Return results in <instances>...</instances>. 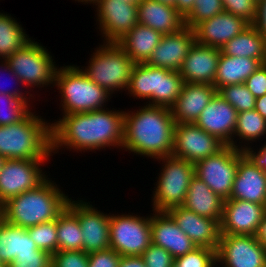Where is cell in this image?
<instances>
[{
    "instance_id": "obj_1",
    "label": "cell",
    "mask_w": 266,
    "mask_h": 267,
    "mask_svg": "<svg viewBox=\"0 0 266 267\" xmlns=\"http://www.w3.org/2000/svg\"><path fill=\"white\" fill-rule=\"evenodd\" d=\"M104 108L91 112L61 115L51 122L52 154L62 149L88 153L122 149L124 138V111ZM54 122V123H53ZM62 148V149H61ZM67 148V149H65Z\"/></svg>"
},
{
    "instance_id": "obj_2",
    "label": "cell",
    "mask_w": 266,
    "mask_h": 267,
    "mask_svg": "<svg viewBox=\"0 0 266 267\" xmlns=\"http://www.w3.org/2000/svg\"><path fill=\"white\" fill-rule=\"evenodd\" d=\"M124 110L121 151L154 160L172 154L175 121L170 108L144 104Z\"/></svg>"
},
{
    "instance_id": "obj_3",
    "label": "cell",
    "mask_w": 266,
    "mask_h": 267,
    "mask_svg": "<svg viewBox=\"0 0 266 267\" xmlns=\"http://www.w3.org/2000/svg\"><path fill=\"white\" fill-rule=\"evenodd\" d=\"M60 188L63 187L47 177L34 189L5 202L1 206L2 218L9 224L25 229L56 220L71 199Z\"/></svg>"
},
{
    "instance_id": "obj_4",
    "label": "cell",
    "mask_w": 266,
    "mask_h": 267,
    "mask_svg": "<svg viewBox=\"0 0 266 267\" xmlns=\"http://www.w3.org/2000/svg\"><path fill=\"white\" fill-rule=\"evenodd\" d=\"M32 109L21 121L0 126V156L5 159H51V120Z\"/></svg>"
},
{
    "instance_id": "obj_5",
    "label": "cell",
    "mask_w": 266,
    "mask_h": 267,
    "mask_svg": "<svg viewBox=\"0 0 266 267\" xmlns=\"http://www.w3.org/2000/svg\"><path fill=\"white\" fill-rule=\"evenodd\" d=\"M54 87L59 95L60 115L91 112L107 108L112 95L89 79L75 64L60 66L55 74Z\"/></svg>"
},
{
    "instance_id": "obj_6",
    "label": "cell",
    "mask_w": 266,
    "mask_h": 267,
    "mask_svg": "<svg viewBox=\"0 0 266 267\" xmlns=\"http://www.w3.org/2000/svg\"><path fill=\"white\" fill-rule=\"evenodd\" d=\"M93 48L87 66H79L85 75L111 95L126 91L135 62L116 42H101Z\"/></svg>"
},
{
    "instance_id": "obj_7",
    "label": "cell",
    "mask_w": 266,
    "mask_h": 267,
    "mask_svg": "<svg viewBox=\"0 0 266 267\" xmlns=\"http://www.w3.org/2000/svg\"><path fill=\"white\" fill-rule=\"evenodd\" d=\"M156 161H159L162 167L157 173L150 206L153 211L167 212L184 203L189 184L195 175L194 164L172 155L158 158Z\"/></svg>"
},
{
    "instance_id": "obj_8",
    "label": "cell",
    "mask_w": 266,
    "mask_h": 267,
    "mask_svg": "<svg viewBox=\"0 0 266 267\" xmlns=\"http://www.w3.org/2000/svg\"><path fill=\"white\" fill-rule=\"evenodd\" d=\"M52 55L51 51L41 42L39 43L32 38L22 48L9 56L5 62L22 81L24 87L28 88L30 94H33V90L37 88L39 90L50 86L54 88L55 74L59 66Z\"/></svg>"
},
{
    "instance_id": "obj_9",
    "label": "cell",
    "mask_w": 266,
    "mask_h": 267,
    "mask_svg": "<svg viewBox=\"0 0 266 267\" xmlns=\"http://www.w3.org/2000/svg\"><path fill=\"white\" fill-rule=\"evenodd\" d=\"M110 213V249L120 256H141L151 244V214Z\"/></svg>"
},
{
    "instance_id": "obj_10",
    "label": "cell",
    "mask_w": 266,
    "mask_h": 267,
    "mask_svg": "<svg viewBox=\"0 0 266 267\" xmlns=\"http://www.w3.org/2000/svg\"><path fill=\"white\" fill-rule=\"evenodd\" d=\"M49 161V159H5L0 171V205L40 185L48 177L42 167Z\"/></svg>"
},
{
    "instance_id": "obj_11",
    "label": "cell",
    "mask_w": 266,
    "mask_h": 267,
    "mask_svg": "<svg viewBox=\"0 0 266 267\" xmlns=\"http://www.w3.org/2000/svg\"><path fill=\"white\" fill-rule=\"evenodd\" d=\"M242 150L225 146L217 154L194 164L195 175L224 200L230 198L238 169V154Z\"/></svg>"
},
{
    "instance_id": "obj_12",
    "label": "cell",
    "mask_w": 266,
    "mask_h": 267,
    "mask_svg": "<svg viewBox=\"0 0 266 267\" xmlns=\"http://www.w3.org/2000/svg\"><path fill=\"white\" fill-rule=\"evenodd\" d=\"M69 200L67 207L78 217L85 253L110 249V212L105 213L92 206L91 201L77 198ZM91 203V204H90Z\"/></svg>"
},
{
    "instance_id": "obj_13",
    "label": "cell",
    "mask_w": 266,
    "mask_h": 267,
    "mask_svg": "<svg viewBox=\"0 0 266 267\" xmlns=\"http://www.w3.org/2000/svg\"><path fill=\"white\" fill-rule=\"evenodd\" d=\"M218 267H266V250L256 235L221 234L216 250Z\"/></svg>"
},
{
    "instance_id": "obj_14",
    "label": "cell",
    "mask_w": 266,
    "mask_h": 267,
    "mask_svg": "<svg viewBox=\"0 0 266 267\" xmlns=\"http://www.w3.org/2000/svg\"><path fill=\"white\" fill-rule=\"evenodd\" d=\"M92 6L96 9L95 19L102 42H117L138 23L137 4L97 0Z\"/></svg>"
},
{
    "instance_id": "obj_15",
    "label": "cell",
    "mask_w": 266,
    "mask_h": 267,
    "mask_svg": "<svg viewBox=\"0 0 266 267\" xmlns=\"http://www.w3.org/2000/svg\"><path fill=\"white\" fill-rule=\"evenodd\" d=\"M226 145L210 135L195 123H181L174 126L172 156L192 164L217 154Z\"/></svg>"
},
{
    "instance_id": "obj_16",
    "label": "cell",
    "mask_w": 266,
    "mask_h": 267,
    "mask_svg": "<svg viewBox=\"0 0 266 267\" xmlns=\"http://www.w3.org/2000/svg\"><path fill=\"white\" fill-rule=\"evenodd\" d=\"M229 199L266 205V171L246 151L238 154V169Z\"/></svg>"
},
{
    "instance_id": "obj_17",
    "label": "cell",
    "mask_w": 266,
    "mask_h": 267,
    "mask_svg": "<svg viewBox=\"0 0 266 267\" xmlns=\"http://www.w3.org/2000/svg\"><path fill=\"white\" fill-rule=\"evenodd\" d=\"M266 213V207L244 200L228 199L224 202L221 234L256 235Z\"/></svg>"
},
{
    "instance_id": "obj_18",
    "label": "cell",
    "mask_w": 266,
    "mask_h": 267,
    "mask_svg": "<svg viewBox=\"0 0 266 267\" xmlns=\"http://www.w3.org/2000/svg\"><path fill=\"white\" fill-rule=\"evenodd\" d=\"M195 42L193 29L184 26L175 33L163 35L146 63L153 67L179 72Z\"/></svg>"
},
{
    "instance_id": "obj_19",
    "label": "cell",
    "mask_w": 266,
    "mask_h": 267,
    "mask_svg": "<svg viewBox=\"0 0 266 267\" xmlns=\"http://www.w3.org/2000/svg\"><path fill=\"white\" fill-rule=\"evenodd\" d=\"M237 113L234 107L216 93L195 124L210 135L217 137L226 146L233 147Z\"/></svg>"
},
{
    "instance_id": "obj_20",
    "label": "cell",
    "mask_w": 266,
    "mask_h": 267,
    "mask_svg": "<svg viewBox=\"0 0 266 267\" xmlns=\"http://www.w3.org/2000/svg\"><path fill=\"white\" fill-rule=\"evenodd\" d=\"M167 213L197 247H207L217 250L221 237V225L219 221L200 216L183 206L173 207Z\"/></svg>"
},
{
    "instance_id": "obj_21",
    "label": "cell",
    "mask_w": 266,
    "mask_h": 267,
    "mask_svg": "<svg viewBox=\"0 0 266 267\" xmlns=\"http://www.w3.org/2000/svg\"><path fill=\"white\" fill-rule=\"evenodd\" d=\"M249 25L243 18L223 11L198 23L193 31L198 44L221 49Z\"/></svg>"
},
{
    "instance_id": "obj_22",
    "label": "cell",
    "mask_w": 266,
    "mask_h": 267,
    "mask_svg": "<svg viewBox=\"0 0 266 267\" xmlns=\"http://www.w3.org/2000/svg\"><path fill=\"white\" fill-rule=\"evenodd\" d=\"M151 243L167 250L174 259L194 250L196 244L167 212L151 213Z\"/></svg>"
},
{
    "instance_id": "obj_23",
    "label": "cell",
    "mask_w": 266,
    "mask_h": 267,
    "mask_svg": "<svg viewBox=\"0 0 266 267\" xmlns=\"http://www.w3.org/2000/svg\"><path fill=\"white\" fill-rule=\"evenodd\" d=\"M220 54V48L195 42L179 70L184 83L213 85Z\"/></svg>"
},
{
    "instance_id": "obj_24",
    "label": "cell",
    "mask_w": 266,
    "mask_h": 267,
    "mask_svg": "<svg viewBox=\"0 0 266 267\" xmlns=\"http://www.w3.org/2000/svg\"><path fill=\"white\" fill-rule=\"evenodd\" d=\"M216 93L217 89L210 84L184 83L170 107L175 124L195 123Z\"/></svg>"
},
{
    "instance_id": "obj_25",
    "label": "cell",
    "mask_w": 266,
    "mask_h": 267,
    "mask_svg": "<svg viewBox=\"0 0 266 267\" xmlns=\"http://www.w3.org/2000/svg\"><path fill=\"white\" fill-rule=\"evenodd\" d=\"M138 23L163 35L172 34L184 27V18L175 7L155 0H140L137 4Z\"/></svg>"
},
{
    "instance_id": "obj_26",
    "label": "cell",
    "mask_w": 266,
    "mask_h": 267,
    "mask_svg": "<svg viewBox=\"0 0 266 267\" xmlns=\"http://www.w3.org/2000/svg\"><path fill=\"white\" fill-rule=\"evenodd\" d=\"M224 202L225 200L215 194L203 180L194 175L182 206L200 216L208 217L221 223Z\"/></svg>"
},
{
    "instance_id": "obj_27",
    "label": "cell",
    "mask_w": 266,
    "mask_h": 267,
    "mask_svg": "<svg viewBox=\"0 0 266 267\" xmlns=\"http://www.w3.org/2000/svg\"><path fill=\"white\" fill-rule=\"evenodd\" d=\"M162 36L161 32L137 23L116 43L135 63H146Z\"/></svg>"
},
{
    "instance_id": "obj_28",
    "label": "cell",
    "mask_w": 266,
    "mask_h": 267,
    "mask_svg": "<svg viewBox=\"0 0 266 267\" xmlns=\"http://www.w3.org/2000/svg\"><path fill=\"white\" fill-rule=\"evenodd\" d=\"M262 64L255 58L227 56L221 52L213 86L218 91L226 85L245 83L246 79Z\"/></svg>"
},
{
    "instance_id": "obj_29",
    "label": "cell",
    "mask_w": 266,
    "mask_h": 267,
    "mask_svg": "<svg viewBox=\"0 0 266 267\" xmlns=\"http://www.w3.org/2000/svg\"><path fill=\"white\" fill-rule=\"evenodd\" d=\"M39 249L25 228L0 219V261L7 267L17 254H33Z\"/></svg>"
},
{
    "instance_id": "obj_30",
    "label": "cell",
    "mask_w": 266,
    "mask_h": 267,
    "mask_svg": "<svg viewBox=\"0 0 266 267\" xmlns=\"http://www.w3.org/2000/svg\"><path fill=\"white\" fill-rule=\"evenodd\" d=\"M160 68L147 63H135L126 93L133 99L147 101L144 104L158 106Z\"/></svg>"
},
{
    "instance_id": "obj_31",
    "label": "cell",
    "mask_w": 266,
    "mask_h": 267,
    "mask_svg": "<svg viewBox=\"0 0 266 267\" xmlns=\"http://www.w3.org/2000/svg\"><path fill=\"white\" fill-rule=\"evenodd\" d=\"M220 50L227 56L255 58L263 64L266 63V39L252 24Z\"/></svg>"
},
{
    "instance_id": "obj_32",
    "label": "cell",
    "mask_w": 266,
    "mask_h": 267,
    "mask_svg": "<svg viewBox=\"0 0 266 267\" xmlns=\"http://www.w3.org/2000/svg\"><path fill=\"white\" fill-rule=\"evenodd\" d=\"M265 137L266 120L255 109L237 113L233 136L234 148L247 151L253 146L254 142L257 143Z\"/></svg>"
},
{
    "instance_id": "obj_33",
    "label": "cell",
    "mask_w": 266,
    "mask_h": 267,
    "mask_svg": "<svg viewBox=\"0 0 266 267\" xmlns=\"http://www.w3.org/2000/svg\"><path fill=\"white\" fill-rule=\"evenodd\" d=\"M20 23L11 14L0 12V60H6L33 38Z\"/></svg>"
},
{
    "instance_id": "obj_34",
    "label": "cell",
    "mask_w": 266,
    "mask_h": 267,
    "mask_svg": "<svg viewBox=\"0 0 266 267\" xmlns=\"http://www.w3.org/2000/svg\"><path fill=\"white\" fill-rule=\"evenodd\" d=\"M57 241V251L83 248L79 219L68 207L57 217Z\"/></svg>"
},
{
    "instance_id": "obj_35",
    "label": "cell",
    "mask_w": 266,
    "mask_h": 267,
    "mask_svg": "<svg viewBox=\"0 0 266 267\" xmlns=\"http://www.w3.org/2000/svg\"><path fill=\"white\" fill-rule=\"evenodd\" d=\"M184 80L177 71L160 68L158 106L170 108L181 93Z\"/></svg>"
},
{
    "instance_id": "obj_36",
    "label": "cell",
    "mask_w": 266,
    "mask_h": 267,
    "mask_svg": "<svg viewBox=\"0 0 266 267\" xmlns=\"http://www.w3.org/2000/svg\"><path fill=\"white\" fill-rule=\"evenodd\" d=\"M32 106L23 99L0 93V126L21 121Z\"/></svg>"
},
{
    "instance_id": "obj_37",
    "label": "cell",
    "mask_w": 266,
    "mask_h": 267,
    "mask_svg": "<svg viewBox=\"0 0 266 267\" xmlns=\"http://www.w3.org/2000/svg\"><path fill=\"white\" fill-rule=\"evenodd\" d=\"M217 93L234 107L238 113L255 109L256 98L244 83L223 86Z\"/></svg>"
},
{
    "instance_id": "obj_38",
    "label": "cell",
    "mask_w": 266,
    "mask_h": 267,
    "mask_svg": "<svg viewBox=\"0 0 266 267\" xmlns=\"http://www.w3.org/2000/svg\"><path fill=\"white\" fill-rule=\"evenodd\" d=\"M38 249L51 255L57 252V219L26 228Z\"/></svg>"
},
{
    "instance_id": "obj_39",
    "label": "cell",
    "mask_w": 266,
    "mask_h": 267,
    "mask_svg": "<svg viewBox=\"0 0 266 267\" xmlns=\"http://www.w3.org/2000/svg\"><path fill=\"white\" fill-rule=\"evenodd\" d=\"M223 11L222 0H195L191 12L184 18V25L193 29L198 23Z\"/></svg>"
},
{
    "instance_id": "obj_40",
    "label": "cell",
    "mask_w": 266,
    "mask_h": 267,
    "mask_svg": "<svg viewBox=\"0 0 266 267\" xmlns=\"http://www.w3.org/2000/svg\"><path fill=\"white\" fill-rule=\"evenodd\" d=\"M216 250L207 247H196L184 256L174 259L173 267H215Z\"/></svg>"
},
{
    "instance_id": "obj_41",
    "label": "cell",
    "mask_w": 266,
    "mask_h": 267,
    "mask_svg": "<svg viewBox=\"0 0 266 267\" xmlns=\"http://www.w3.org/2000/svg\"><path fill=\"white\" fill-rule=\"evenodd\" d=\"M224 11L239 16L253 24L256 20L257 3L254 0H222Z\"/></svg>"
},
{
    "instance_id": "obj_42",
    "label": "cell",
    "mask_w": 266,
    "mask_h": 267,
    "mask_svg": "<svg viewBox=\"0 0 266 267\" xmlns=\"http://www.w3.org/2000/svg\"><path fill=\"white\" fill-rule=\"evenodd\" d=\"M51 267H88V253L83 250L57 251L52 254Z\"/></svg>"
},
{
    "instance_id": "obj_43",
    "label": "cell",
    "mask_w": 266,
    "mask_h": 267,
    "mask_svg": "<svg viewBox=\"0 0 266 267\" xmlns=\"http://www.w3.org/2000/svg\"><path fill=\"white\" fill-rule=\"evenodd\" d=\"M146 267H173L174 258L164 248L153 243L141 255Z\"/></svg>"
},
{
    "instance_id": "obj_44",
    "label": "cell",
    "mask_w": 266,
    "mask_h": 267,
    "mask_svg": "<svg viewBox=\"0 0 266 267\" xmlns=\"http://www.w3.org/2000/svg\"><path fill=\"white\" fill-rule=\"evenodd\" d=\"M52 255L39 249L33 254H17L7 267H51Z\"/></svg>"
},
{
    "instance_id": "obj_45",
    "label": "cell",
    "mask_w": 266,
    "mask_h": 267,
    "mask_svg": "<svg viewBox=\"0 0 266 267\" xmlns=\"http://www.w3.org/2000/svg\"><path fill=\"white\" fill-rule=\"evenodd\" d=\"M1 71L2 72H5L6 74H7V76L9 77V75H10V77L13 79L14 78V84H16L17 85V87H16V85H15V87L16 88H12V89H8V87L7 88H5L7 85V83L5 84V87H2L3 85H4V82H3V84L0 86V93L1 94H7V95H12V96H14V97H17V98H20V99H23V100H25L26 102H28L31 106H33L32 105V103H34V102H30V99H31V101L33 100V99H35V95L34 94H29L30 93V91H27L28 89H26L25 87H24V85H23V83H22V81L13 73V71L11 70V68L8 66V64L5 62V60H0V74L2 75V74H4V73H1ZM8 72V73H7ZM5 75V74H4ZM2 77V76H1ZM0 77V78H1ZM5 78V77H4ZM0 82H1V80H0ZM11 82V81H10ZM1 84V83H0ZM18 85H19V87L21 88H18ZM25 90V91H24ZM29 96V97H28Z\"/></svg>"
},
{
    "instance_id": "obj_46",
    "label": "cell",
    "mask_w": 266,
    "mask_h": 267,
    "mask_svg": "<svg viewBox=\"0 0 266 267\" xmlns=\"http://www.w3.org/2000/svg\"><path fill=\"white\" fill-rule=\"evenodd\" d=\"M120 255L113 249L88 254V267H118Z\"/></svg>"
},
{
    "instance_id": "obj_47",
    "label": "cell",
    "mask_w": 266,
    "mask_h": 267,
    "mask_svg": "<svg viewBox=\"0 0 266 267\" xmlns=\"http://www.w3.org/2000/svg\"><path fill=\"white\" fill-rule=\"evenodd\" d=\"M245 86L255 98L266 94V63L262 64L245 81Z\"/></svg>"
},
{
    "instance_id": "obj_48",
    "label": "cell",
    "mask_w": 266,
    "mask_h": 267,
    "mask_svg": "<svg viewBox=\"0 0 266 267\" xmlns=\"http://www.w3.org/2000/svg\"><path fill=\"white\" fill-rule=\"evenodd\" d=\"M252 25L266 39V0L257 3L256 20Z\"/></svg>"
},
{
    "instance_id": "obj_49",
    "label": "cell",
    "mask_w": 266,
    "mask_h": 267,
    "mask_svg": "<svg viewBox=\"0 0 266 267\" xmlns=\"http://www.w3.org/2000/svg\"><path fill=\"white\" fill-rule=\"evenodd\" d=\"M254 147L255 146L253 144V147H251L246 152L264 171H266V141H264L263 144L261 143V145H259L260 148H258V145L256 147L257 149Z\"/></svg>"
},
{
    "instance_id": "obj_50",
    "label": "cell",
    "mask_w": 266,
    "mask_h": 267,
    "mask_svg": "<svg viewBox=\"0 0 266 267\" xmlns=\"http://www.w3.org/2000/svg\"><path fill=\"white\" fill-rule=\"evenodd\" d=\"M118 267H146L141 256H121Z\"/></svg>"
},
{
    "instance_id": "obj_51",
    "label": "cell",
    "mask_w": 266,
    "mask_h": 267,
    "mask_svg": "<svg viewBox=\"0 0 266 267\" xmlns=\"http://www.w3.org/2000/svg\"><path fill=\"white\" fill-rule=\"evenodd\" d=\"M195 0H176L175 9L177 12L185 18L194 7Z\"/></svg>"
},
{
    "instance_id": "obj_52",
    "label": "cell",
    "mask_w": 266,
    "mask_h": 267,
    "mask_svg": "<svg viewBox=\"0 0 266 267\" xmlns=\"http://www.w3.org/2000/svg\"><path fill=\"white\" fill-rule=\"evenodd\" d=\"M256 238L266 250V213L264 214V217L259 225Z\"/></svg>"
},
{
    "instance_id": "obj_53",
    "label": "cell",
    "mask_w": 266,
    "mask_h": 267,
    "mask_svg": "<svg viewBox=\"0 0 266 267\" xmlns=\"http://www.w3.org/2000/svg\"><path fill=\"white\" fill-rule=\"evenodd\" d=\"M255 110L266 120V94L256 98Z\"/></svg>"
},
{
    "instance_id": "obj_54",
    "label": "cell",
    "mask_w": 266,
    "mask_h": 267,
    "mask_svg": "<svg viewBox=\"0 0 266 267\" xmlns=\"http://www.w3.org/2000/svg\"><path fill=\"white\" fill-rule=\"evenodd\" d=\"M155 1H159L162 4L170 5L173 7H175V2H176V0H155Z\"/></svg>"
},
{
    "instance_id": "obj_55",
    "label": "cell",
    "mask_w": 266,
    "mask_h": 267,
    "mask_svg": "<svg viewBox=\"0 0 266 267\" xmlns=\"http://www.w3.org/2000/svg\"><path fill=\"white\" fill-rule=\"evenodd\" d=\"M76 2H78V3H81L82 5L84 4V5H89V4H91V5H93L97 0H75Z\"/></svg>"
},
{
    "instance_id": "obj_56",
    "label": "cell",
    "mask_w": 266,
    "mask_h": 267,
    "mask_svg": "<svg viewBox=\"0 0 266 267\" xmlns=\"http://www.w3.org/2000/svg\"><path fill=\"white\" fill-rule=\"evenodd\" d=\"M121 1H125L130 4H138L140 2V0H121Z\"/></svg>"
},
{
    "instance_id": "obj_57",
    "label": "cell",
    "mask_w": 266,
    "mask_h": 267,
    "mask_svg": "<svg viewBox=\"0 0 266 267\" xmlns=\"http://www.w3.org/2000/svg\"><path fill=\"white\" fill-rule=\"evenodd\" d=\"M4 161H5V158L0 156V171H1V168L3 166Z\"/></svg>"
},
{
    "instance_id": "obj_58",
    "label": "cell",
    "mask_w": 266,
    "mask_h": 267,
    "mask_svg": "<svg viewBox=\"0 0 266 267\" xmlns=\"http://www.w3.org/2000/svg\"><path fill=\"white\" fill-rule=\"evenodd\" d=\"M0 267H6V266L0 261Z\"/></svg>"
},
{
    "instance_id": "obj_59",
    "label": "cell",
    "mask_w": 266,
    "mask_h": 267,
    "mask_svg": "<svg viewBox=\"0 0 266 267\" xmlns=\"http://www.w3.org/2000/svg\"><path fill=\"white\" fill-rule=\"evenodd\" d=\"M2 218L1 205H0V219Z\"/></svg>"
}]
</instances>
